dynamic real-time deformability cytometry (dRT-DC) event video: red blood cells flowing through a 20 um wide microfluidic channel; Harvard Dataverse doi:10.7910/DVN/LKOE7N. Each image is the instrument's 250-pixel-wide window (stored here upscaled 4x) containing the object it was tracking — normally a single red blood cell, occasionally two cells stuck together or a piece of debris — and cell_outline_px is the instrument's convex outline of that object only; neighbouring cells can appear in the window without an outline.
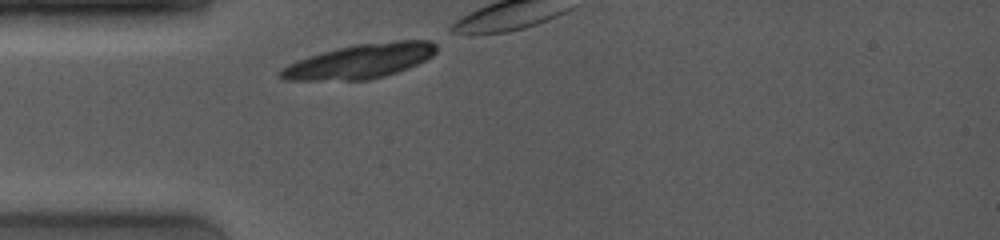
{"species": "common noctule bat (a hibernating species)", "species_latin": "Nyctalus noctula", "temperature_condition": "room temperature", "stored_images_in_passage": 1, "camera_frame_rate_fps": 4000, "um_per_image_px": 0.085, "animal": {"sex": "female", "body_mass_g": 19.0, "forearm_length_mm": 53.3}, "frame": {"image": 1, "passage_image": 1, "time_ms": 0.0, "image_size_px": [1000, 240], "cell_outline_px": [[436, 52], [432, 56], [408, 68], [384, 76], [368, 80], [284, 80], [280, 76], [280, 72], [288, 64], [308, 56], [320, 52], [356, 44], [396, 40], [432, 40], [436, 44]], "centroid_in_image_um": [30.64, 5.19], "position_along_channel_um": 54.4, "area_um2": 31.1}}